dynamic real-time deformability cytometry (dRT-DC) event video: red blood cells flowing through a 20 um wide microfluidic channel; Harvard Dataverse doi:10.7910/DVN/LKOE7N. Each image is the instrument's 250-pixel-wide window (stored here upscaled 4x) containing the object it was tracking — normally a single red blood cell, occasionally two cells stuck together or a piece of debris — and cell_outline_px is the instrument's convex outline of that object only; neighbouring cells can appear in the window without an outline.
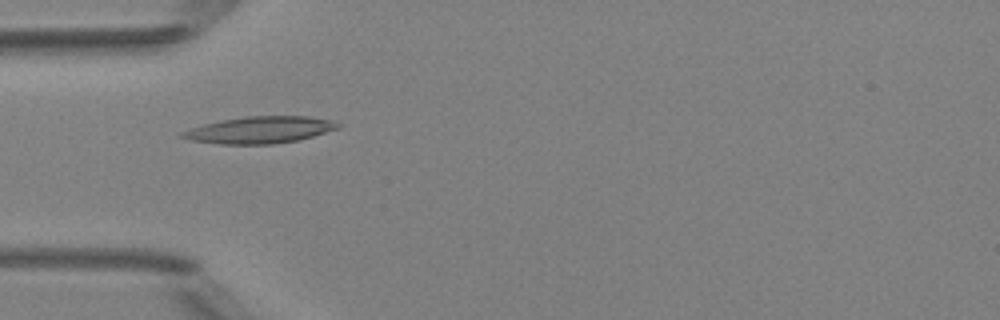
{"species": "Egyptian fruit bat (a non-hibernating species)", "species_latin": "Rousettus aegyptiacus", "temperature_condition": "room temperature", "stored_images_in_passage": 3, "camera_frame_rate_fps": 3000, "um_per_image_px": 0.085, "animal": {"sex": "female"}, "frame": {"image": 1, "passage_image": 1, "time_ms": 0.0, "image_size_px": [1000, 320], "cell_outline_px": [[340, 128], [312, 136], [296, 140], [272, 144], [220, 144], [192, 140], [176, 136], [180, 132], [204, 124], [220, 120], [244, 116], [308, 116], [332, 120], [340, 124]], "centroid_in_image_um": [22.06, 11.03], "position_along_channel_um": 62.9, "area_um2": 24.28}}
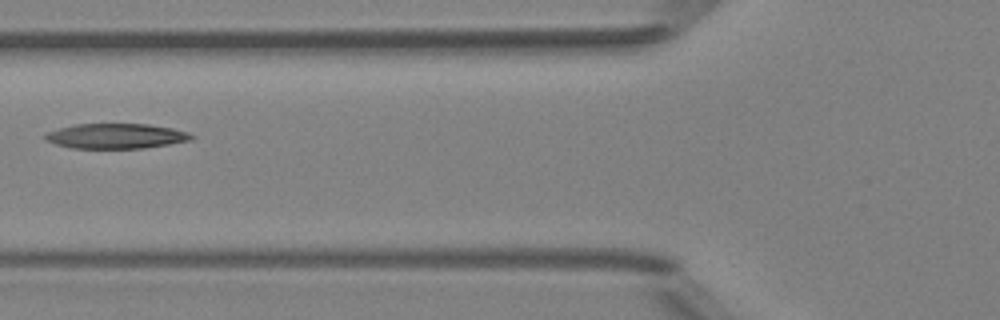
{"frame": {"image": 2, "passage_image": 2, "time_ms": 1.333, "image_size_px": [1000, 320], "cell_outline_px": [[196, 136], [192, 140], [144, 148], [72, 148], [56, 144], [44, 140], [44, 132], [76, 124], [148, 124], [172, 128], [188, 132]], "centroid_in_image_um": [9.85, 11.56], "position_along_channel_um": 115.9, "area_um2": 21.39}}
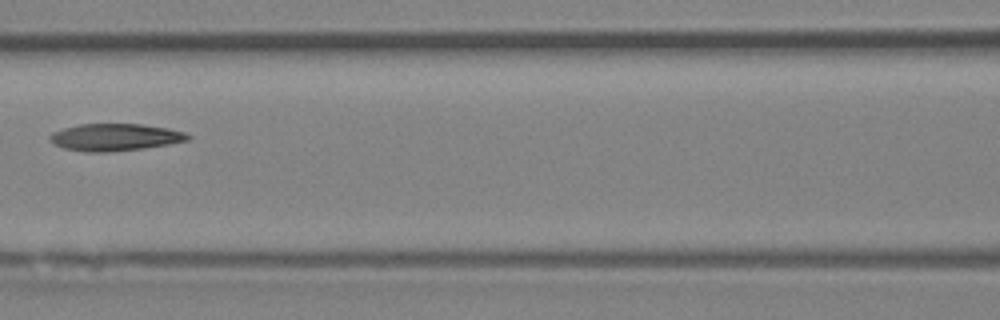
{"frame": {"image": 3, "passage_image": 3, "time_ms": 2.333, "image_size_px": [1000, 320], "cell_outline_px": [[192, 136], [188, 140], [168, 144], [144, 148], [108, 152], [84, 152], [64, 148], [48, 140], [48, 136], [52, 132], [64, 128], [80, 124], [140, 124], [168, 128], [184, 132]], "centroid_in_image_um": [9.76, 11.66], "position_along_channel_um": 156.8, "area_um2": 21.79}}